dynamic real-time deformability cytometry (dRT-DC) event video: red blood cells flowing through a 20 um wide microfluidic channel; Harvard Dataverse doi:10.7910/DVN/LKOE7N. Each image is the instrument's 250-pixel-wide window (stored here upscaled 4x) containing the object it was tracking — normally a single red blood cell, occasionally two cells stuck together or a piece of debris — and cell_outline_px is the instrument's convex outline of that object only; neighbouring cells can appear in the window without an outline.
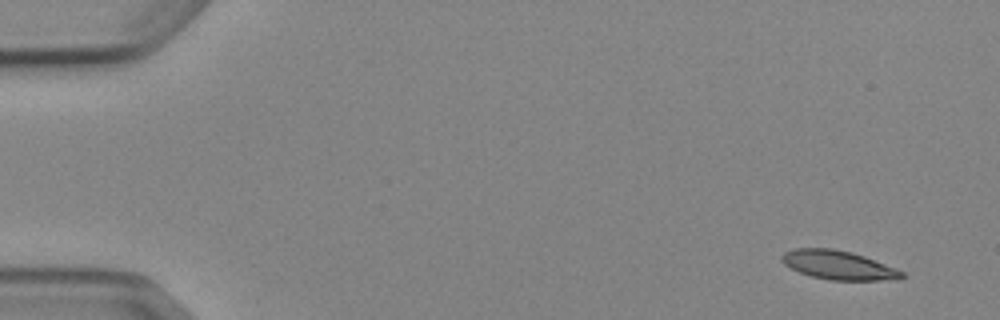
{"species": "Egyptian fruit bat (a non-hibernating species)", "species_latin": "Rousettus aegyptiacus", "temperature_condition": "cold", "stored_images_in_passage": 8, "camera_frame_rate_fps": 3000, "um_per_image_px": 0.085, "animal": {"sex": "female"}, "frame": {"image": 1, "passage_image": 1, "time_ms": 0.0, "image_size_px": [1000, 320], "cell_outline_px": [[904, 276], [896, 280], [828, 280], [812, 276], [800, 272], [784, 264], [780, 260], [780, 256], [784, 252], [796, 248], [832, 248], [852, 252], [864, 256], [904, 272]], "centroid_in_image_um": [71.23, 22.53], "position_along_channel_um": 13.8, "area_um2": 20.11}}
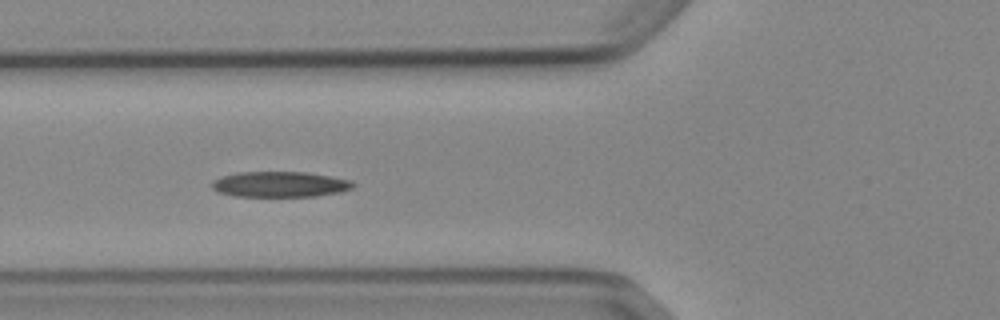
{"frame": {"image": 2, "passage_image": 6, "time_ms": 5.667, "image_size_px": [1000, 320], "cell_outline_px": [[356, 184], [352, 188], [340, 192], [316, 196], [236, 196], [216, 192], [212, 188], [212, 180], [236, 172], [304, 172], [328, 176], [348, 180]], "centroid_in_image_um": [23.75, 15.67], "position_along_channel_um": 102.0, "area_um2": 20.87}}